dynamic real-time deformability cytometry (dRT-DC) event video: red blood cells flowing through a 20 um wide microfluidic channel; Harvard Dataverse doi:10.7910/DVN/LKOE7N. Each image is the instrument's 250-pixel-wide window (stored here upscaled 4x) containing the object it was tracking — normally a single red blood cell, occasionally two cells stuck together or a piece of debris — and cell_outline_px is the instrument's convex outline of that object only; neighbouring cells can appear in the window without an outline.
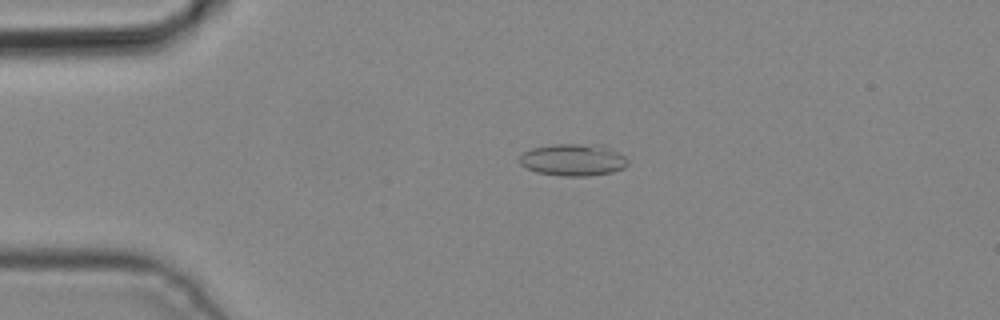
{"species": "common noctule bat (a hibernating species)", "species_latin": "Nyctalus noctula", "temperature_condition": "cold", "stored_images_in_passage": 2, "camera_frame_rate_fps": 3000, "um_per_image_px": 0.085, "animal": {"sex": "male", "body_mass_g": 19.2, "forearm_length_mm": 51.8}, "frame": {"image": 1, "passage_image": 1, "time_ms": 0.0, "image_size_px": [1000, 320], "cell_outline_px": [[628, 164], [624, 168], [612, 172], [588, 176], [560, 176], [536, 172], [524, 168], [520, 164], [520, 156], [524, 152], [532, 148], [552, 144], [604, 144], [620, 152], [628, 160]], "centroid_in_image_um": [48.74, 13.58], "position_along_channel_um": 36.3, "area_um2": 20.58}}